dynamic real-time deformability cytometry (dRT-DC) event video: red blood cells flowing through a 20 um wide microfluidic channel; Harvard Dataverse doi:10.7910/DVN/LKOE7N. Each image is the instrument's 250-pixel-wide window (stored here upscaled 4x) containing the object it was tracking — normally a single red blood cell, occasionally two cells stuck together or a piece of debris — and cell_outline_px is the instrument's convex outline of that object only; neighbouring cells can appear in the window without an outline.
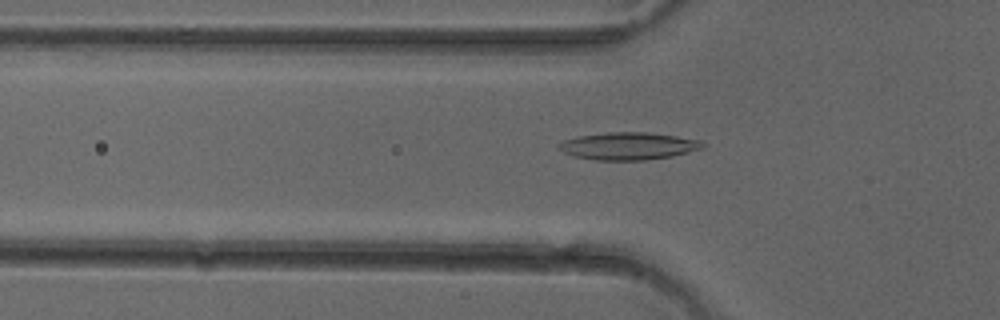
{"species": "common noctule bat (a hibernating species)", "species_latin": "Nyctalus noctula", "temperature_condition": "cold", "stored_images_in_passage": 51, "camera_frame_rate_fps": 3000, "um_per_image_px": 0.085, "animal": {"sex": "female"}, "frame": {"image": 1, "passage_image": 17, "time_ms": 5.333, "image_size_px": [1000, 320], "cell_outline_px": [[704, 148], [672, 156], [644, 160], [596, 160], [572, 156], [556, 148], [556, 144], [564, 140], [580, 136], [608, 132], [648, 132], [676, 136], [700, 140], [704, 144]], "centroid_in_image_um": [53.38, 12.41], "position_along_channel_um": 72.4, "area_um2": 23.0}}
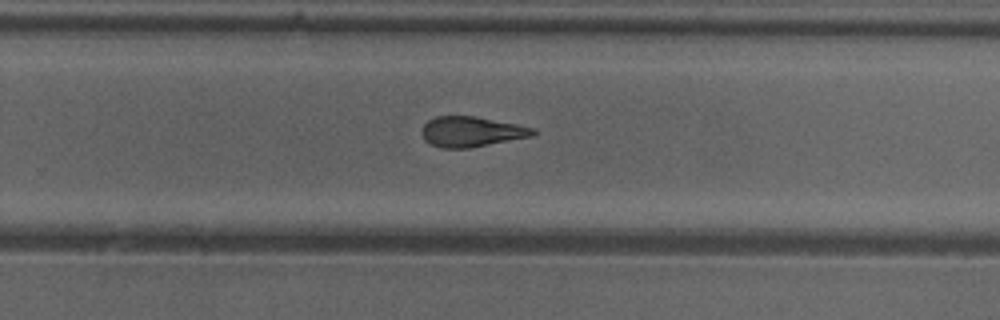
{"frame": {"image": 2, "passage_image": 33, "time_ms": 10.667, "image_size_px": [1000, 320], "cell_outline_px": [[536, 132], [532, 136], [468, 148], [444, 148], [432, 144], [424, 140], [420, 132], [420, 128], [428, 120], [436, 116], [476, 116], [536, 128]], "centroid_in_image_um": [40.04, 11.18], "position_along_channel_um": 289.8, "area_um2": 19.59}}
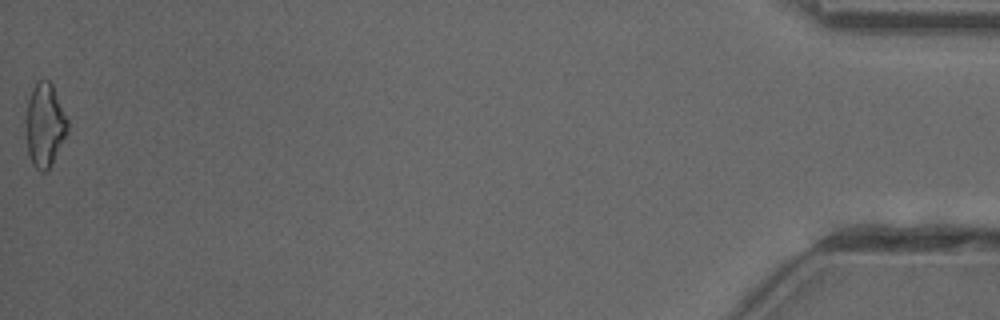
{"frame": {"image": 3, "passage_image": 51, "time_ms": 16.667, "image_size_px": [1000, 320], "cell_outline_px": [[68, 132], [52, 164], [44, 172], [40, 172], [32, 164], [28, 156], [24, 124], [24, 120], [28, 100], [32, 88], [44, 76], [52, 84], [68, 120]], "centroid_in_image_um": [3.78, 10.64], "position_along_channel_um": 431.4, "area_um2": 20.75}, "authors_computed_cell_mechanics": {"area_um2": 20.4034, "velocity_mm_per_s": 4.0554, "shape_relaxation_time_tau1_ms": null, "shape_relaxation_time_tau2_ms": 1.8976, "deformation_change_tau1": null, "deformation_change_tau2": 0.0913}}